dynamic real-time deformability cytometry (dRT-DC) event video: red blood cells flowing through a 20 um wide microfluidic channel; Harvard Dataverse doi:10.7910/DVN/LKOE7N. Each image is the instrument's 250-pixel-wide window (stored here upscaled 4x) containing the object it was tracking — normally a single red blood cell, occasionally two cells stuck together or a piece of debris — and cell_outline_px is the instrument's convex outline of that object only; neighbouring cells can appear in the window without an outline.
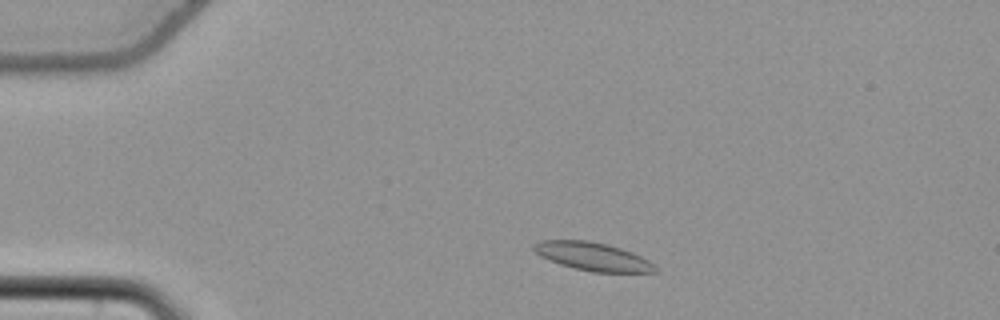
{"species": "common noctule bat (a hibernating species)", "species_latin": "Nyctalus noctula", "temperature_condition": "cold", "stored_images_in_passage": 50, "camera_frame_rate_fps": 3000, "um_per_image_px": 0.085, "animal": {"sex": "female", "body_mass_g": 22.7, "forearm_length_mm": 54.2}, "frame": {"image": 1, "passage_image": 6, "time_ms": 1.667, "image_size_px": [1000, 320], "cell_outline_px": [[660, 272], [592, 272], [572, 268], [560, 264], [540, 256], [532, 248], [532, 244], [540, 240], [588, 240], [608, 244], [632, 252], [648, 260]], "centroid_in_image_um": [50.35, 21.79], "position_along_channel_um": 34.6, "area_um2": 20.0}}
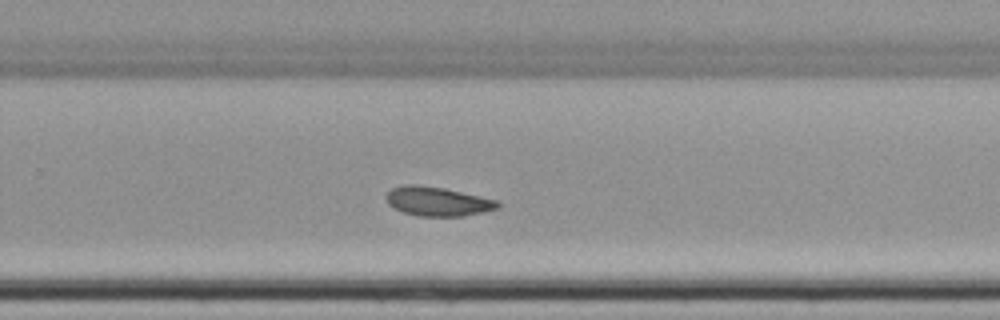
{"frame": {"image": 2, "passage_image": 31, "time_ms": 10.0, "image_size_px": [1000, 320], "cell_outline_px": [[500, 208], [484, 212], [464, 216], [420, 216], [404, 212], [388, 204], [384, 196], [392, 188], [404, 184], [416, 184], [444, 188], [496, 200], [500, 204]], "centroid_in_image_um": [37.18, 17.12], "position_along_channel_um": 292.6, "area_um2": 18.9}}
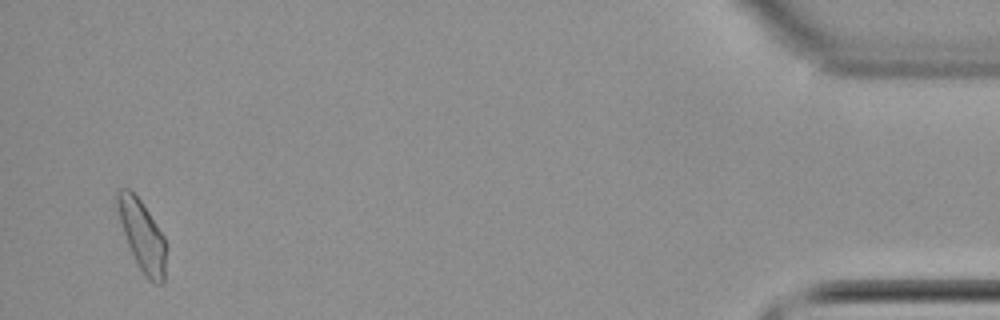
{"frame": {"image": 3, "passage_image": 48, "time_ms": 15.667, "image_size_px": [1000, 320], "cell_outline_px": [[164, 284], [156, 284], [148, 280], [144, 276], [128, 244], [112, 204], [116, 188], [128, 188], [140, 200], [164, 236]], "centroid_in_image_um": [11.98, 19.93], "position_along_channel_um": 423.2, "area_um2": 20.11}, "authors_computed_cell_mechanics": {"area_um2": 19.1896, "velocity_mm_per_s": 3.7448, "shape_relaxation_time_tau1_ms": null, "shape_relaxation_time_tau2_ms": 6.5911, "deformation_change_tau1": null, "deformation_change_tau2": 0.0875}}